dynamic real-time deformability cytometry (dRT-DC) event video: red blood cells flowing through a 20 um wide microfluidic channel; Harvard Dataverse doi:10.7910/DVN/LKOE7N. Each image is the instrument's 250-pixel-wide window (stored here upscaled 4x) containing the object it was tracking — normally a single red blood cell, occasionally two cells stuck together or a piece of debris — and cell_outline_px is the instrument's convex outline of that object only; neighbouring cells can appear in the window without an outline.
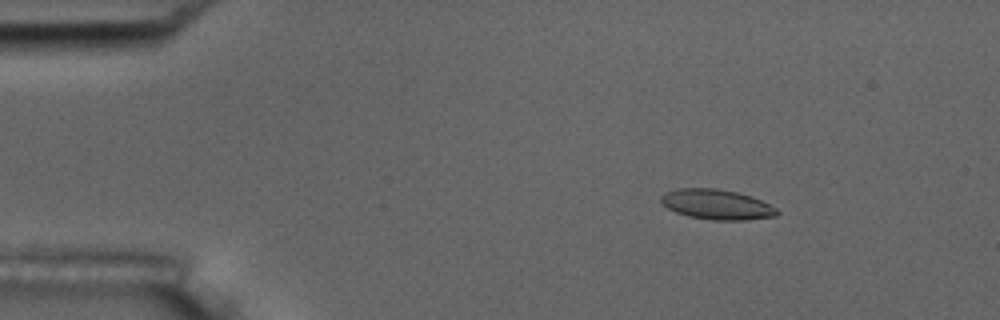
{"species": "common noctule bat (a hibernating species)", "species_latin": "Nyctalus noctula", "temperature_condition": "room temperature", "stored_images_in_passage": 6, "camera_frame_rate_fps": 3000, "um_per_image_px": 0.085, "animal": {"sex": "male", "body_mass_g": 17.5, "forearm_length_mm": 52.3}, "frame": {"image": 1, "passage_image": 3, "time_ms": 2.333, "image_size_px": [1000, 320], "cell_outline_px": [[780, 212], [776, 216], [744, 220], [712, 220], [688, 216], [676, 212], [660, 204], [660, 196], [664, 192], [676, 188], [716, 188], [736, 192], [760, 200], [776, 208]], "centroid_in_image_um": [60.86, 17.38], "position_along_channel_um": 24.1, "area_um2": 20.35}}
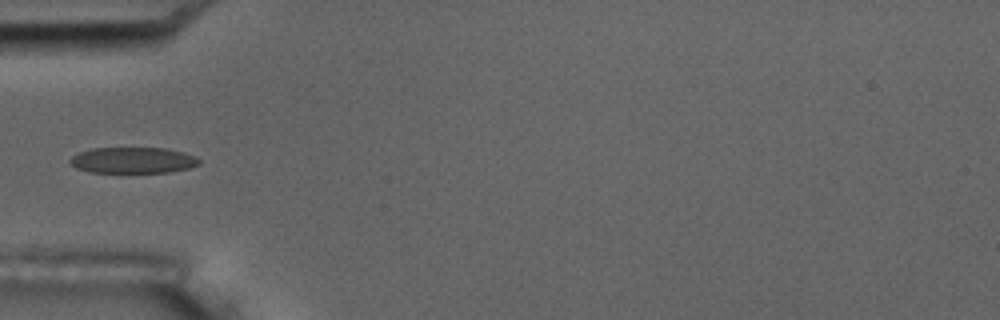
{"frame": {"image": 2, "passage_image": 6, "time_ms": 5.667, "image_size_px": [1000, 320], "cell_outline_px": [[200, 164], [192, 168], [168, 172], [88, 172], [76, 168], [68, 160], [72, 156], [80, 152], [92, 148], [164, 148], [184, 152], [196, 156], [200, 160]], "centroid_in_image_um": [11.33, 13.62], "position_along_channel_um": 73.7, "area_um2": 19.65}}